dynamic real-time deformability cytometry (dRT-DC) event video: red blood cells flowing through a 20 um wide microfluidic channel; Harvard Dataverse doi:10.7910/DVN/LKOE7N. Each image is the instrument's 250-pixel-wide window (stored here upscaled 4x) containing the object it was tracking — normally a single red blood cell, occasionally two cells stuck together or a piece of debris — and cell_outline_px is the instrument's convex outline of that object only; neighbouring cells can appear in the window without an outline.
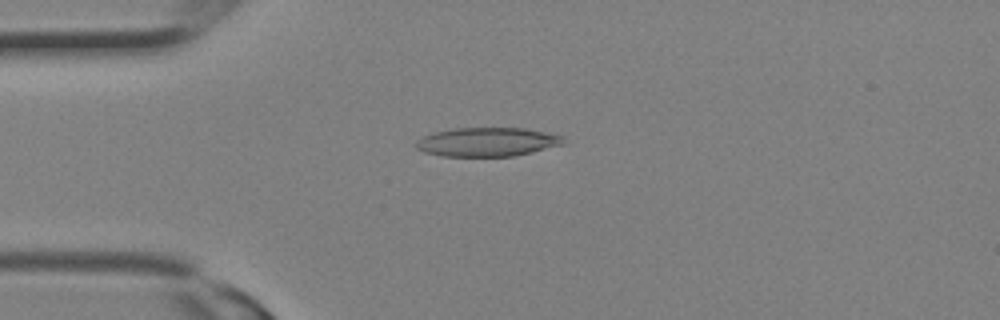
{"species": "Egyptian fruit bat (a non-hibernating species)", "species_latin": "Rousettus aegyptiacus", "temperature_condition": "room temperature", "stored_images_in_passage": 10, "camera_frame_rate_fps": 3000, "um_per_image_px": 0.085, "animal": {"sex": "female"}, "frame": {"image": 1, "passage_image": 7, "time_ms": 2.0, "image_size_px": [1000, 320], "cell_outline_px": [[564, 144], [532, 152], [512, 156], [440, 156], [424, 152], [416, 148], [416, 140], [424, 136], [436, 132], [452, 128], [524, 128], [564, 136]], "centroid_in_image_um": [41.41, 12.07], "position_along_channel_um": 43.6, "area_um2": 24.74}}
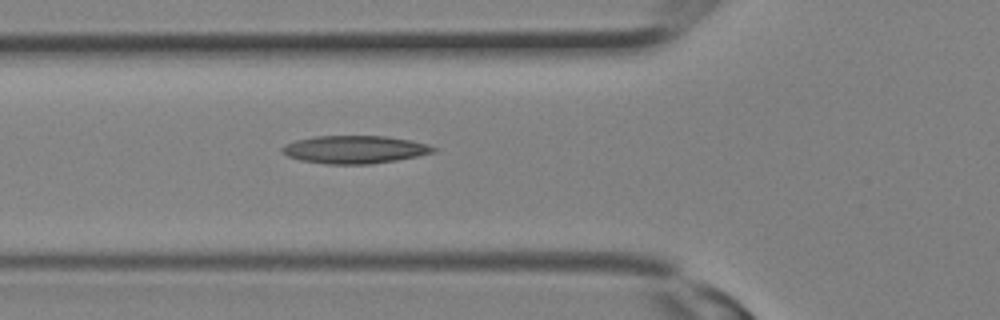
{"frame": {"image": 2, "passage_image": 10, "time_ms": 3.0, "image_size_px": [1000, 320], "cell_outline_px": [[440, 148], [436, 152], [396, 160], [368, 164], [324, 164], [300, 160], [288, 156], [280, 152], [280, 148], [284, 144], [296, 140], [316, 136], [384, 136], [412, 140], [428, 144]], "centroid_in_image_um": [30.15, 12.7], "position_along_channel_um": 95.6, "area_um2": 24.74}}